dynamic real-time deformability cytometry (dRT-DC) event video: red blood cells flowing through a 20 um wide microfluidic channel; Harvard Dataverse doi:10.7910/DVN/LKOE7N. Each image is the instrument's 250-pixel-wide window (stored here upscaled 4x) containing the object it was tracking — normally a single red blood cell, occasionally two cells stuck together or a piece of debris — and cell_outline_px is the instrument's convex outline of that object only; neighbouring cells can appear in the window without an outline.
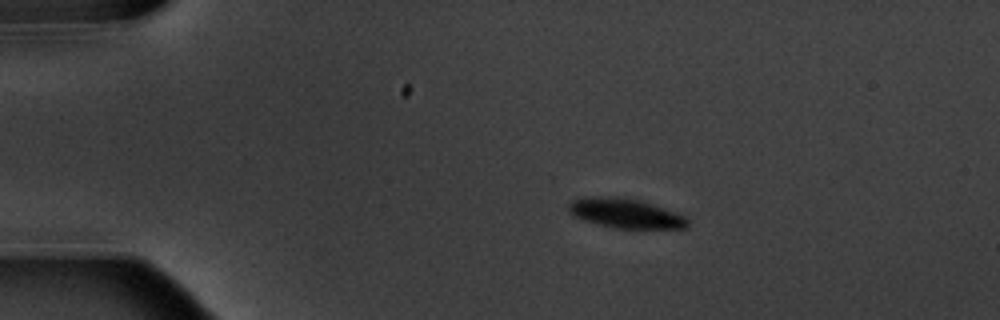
{"species": "common noctule bat (a hibernating species)", "species_latin": "Nyctalus noctula", "temperature_condition": "warm", "stored_images_in_passage": 9, "camera_frame_rate_fps": 3000, "um_per_image_px": 0.085, "animal": {"sex": "male", "body_mass_g": 20.1, "forearm_length_mm": 53.5}, "frame": {"image": 1, "passage_image": 1, "time_ms": 0.0, "image_size_px": [1000, 320], "cell_outline_px": [[688, 228], [612, 228], [596, 224], [572, 216], [568, 212], [568, 204], [572, 200], [592, 196], [616, 196], [640, 200], [664, 208], [684, 216], [688, 220]], "centroid_in_image_um": [53.11, 18.13], "position_along_channel_um": 31.9, "area_um2": 20.58}}
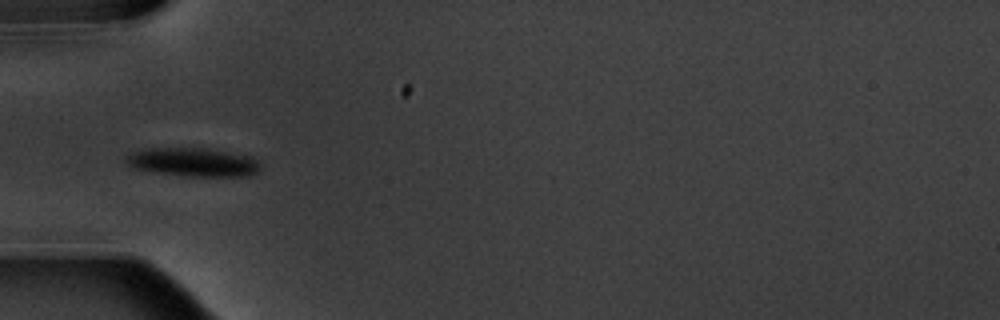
{"frame": {"image": 2, "passage_image": 3, "time_ms": 2.667, "image_size_px": [1000, 320], "cell_outline_px": [[260, 168], [252, 176], [184, 176], [156, 172], [132, 168], [124, 160], [124, 156], [132, 152], [148, 148], [208, 148], [248, 156], [256, 160], [260, 164]], "centroid_in_image_um": [16.38, 13.78], "position_along_channel_um": 68.6, "area_um2": 22.43}}
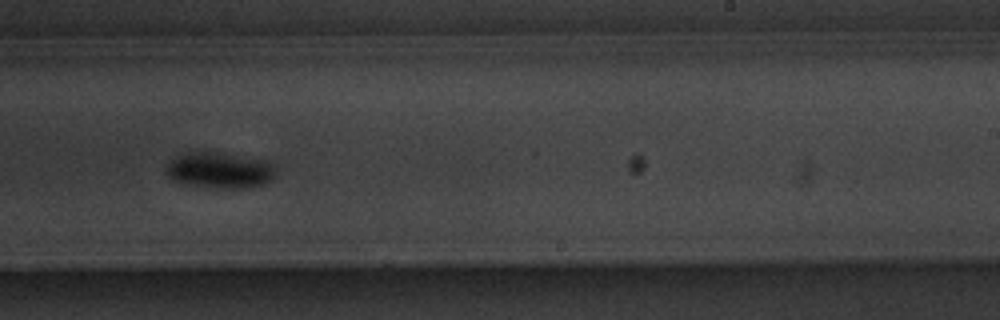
{"frame": {"image": 3, "passage_image": 8, "time_ms": 8.333, "image_size_px": [1000, 320], "cell_outline_px": [[272, 180], [264, 184], [248, 188], [208, 188], [180, 184], [172, 180], [168, 176], [168, 164], [176, 156], [184, 152], [216, 152], [264, 160], [272, 164]], "centroid_in_image_um": [18.61, 14.5], "position_along_channel_um": 270.4, "area_um2": 22.89}}